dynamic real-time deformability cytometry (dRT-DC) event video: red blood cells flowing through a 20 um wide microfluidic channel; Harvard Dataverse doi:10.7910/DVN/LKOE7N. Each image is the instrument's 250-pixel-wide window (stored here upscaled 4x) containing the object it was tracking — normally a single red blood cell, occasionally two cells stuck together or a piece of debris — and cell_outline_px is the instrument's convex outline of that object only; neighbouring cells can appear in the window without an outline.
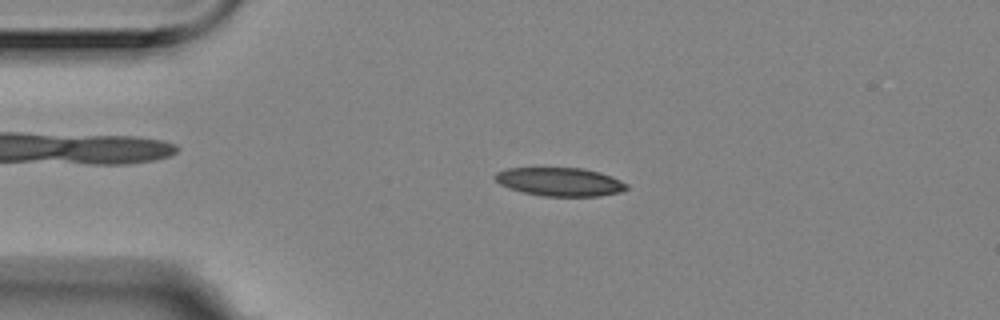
{"species": "Egyptian fruit bat (a non-hibernating species)", "species_latin": "Rousettus aegyptiacus", "temperature_condition": "room temperature", "stored_images_in_passage": 54, "camera_frame_rate_fps": 3000, "um_per_image_px": 0.085, "animal": {"sex": "female"}, "frame": {"image": 1, "passage_image": 10, "time_ms": 3.0, "image_size_px": [1000, 320], "cell_outline_px": [[628, 188], [620, 192], [600, 196], [544, 196], [524, 192], [508, 188], [500, 184], [492, 176], [496, 172], [508, 168], [584, 168], [600, 172], [612, 176], [628, 184]], "centroid_in_image_um": [47.6, 15.45], "position_along_channel_um": 37.4, "area_um2": 21.91}}
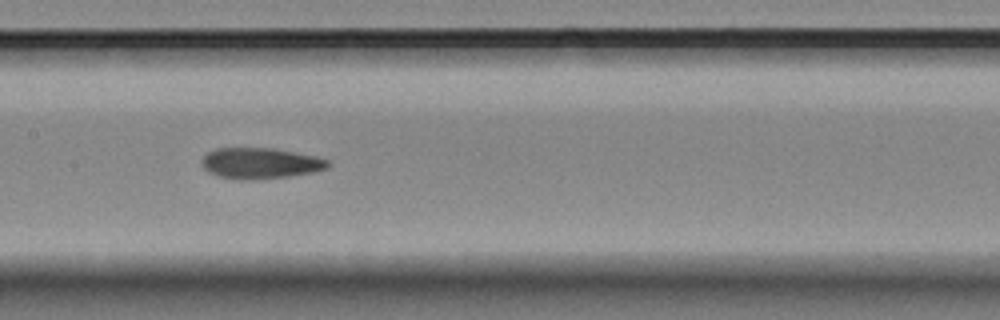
{"frame": {"image": 2, "passage_image": 25, "time_ms": 8.0, "image_size_px": [1000, 320], "cell_outline_px": [[332, 164], [328, 168], [312, 172], [288, 176], [248, 180], [220, 176], [208, 172], [204, 168], [200, 160], [208, 152], [216, 148], [272, 148], [316, 156], [328, 160]], "centroid_in_image_um": [22.14, 13.86], "position_along_channel_um": 185.3, "area_um2": 22.54}}
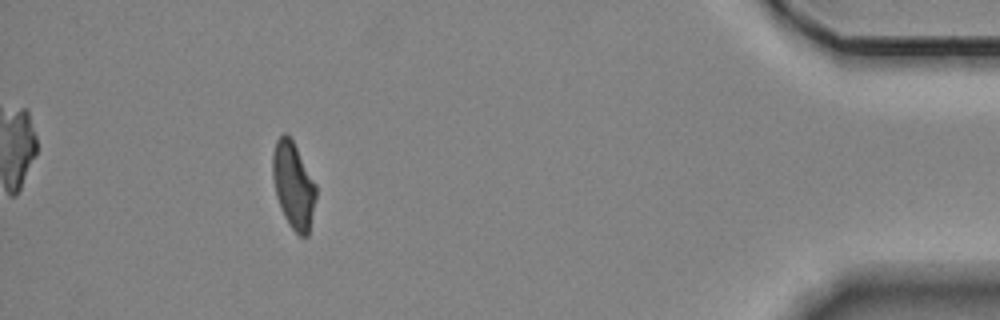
{"frame": {"image": 3, "passage_image": 49, "time_ms": 16.0, "image_size_px": [1000, 320], "cell_outline_px": [[316, 196], [308, 236], [300, 236], [292, 228], [284, 216], [276, 196], [272, 176], [272, 156], [276, 140], [284, 132], [292, 140], [316, 184]], "centroid_in_image_um": [24.93, 15.75], "position_along_channel_um": 410.3, "area_um2": 21.56}, "authors_computed_cell_mechanics": {"area_um2": 22.4264, "velocity_mm_per_s": 3.5157, "shape_relaxation_time_tau1_ms": null, "shape_relaxation_time_tau2_ms": 2.3295, "deformation_change_tau1": null, "deformation_change_tau2": 0.0835}}